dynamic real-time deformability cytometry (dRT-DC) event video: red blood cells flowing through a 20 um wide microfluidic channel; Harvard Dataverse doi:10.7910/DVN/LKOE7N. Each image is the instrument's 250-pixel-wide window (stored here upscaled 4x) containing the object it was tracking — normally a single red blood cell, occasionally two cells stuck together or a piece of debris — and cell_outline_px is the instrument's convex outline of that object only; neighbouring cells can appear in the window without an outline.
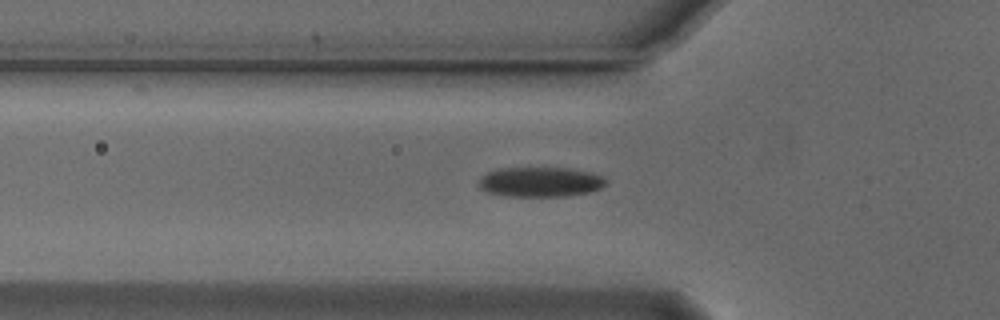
{"species": "Egyptian fruit bat (a non-hibernating species)", "species_latin": "Rousettus aegyptiacus", "temperature_condition": "cold", "stored_images_in_passage": 44, "camera_frame_rate_fps": 3000, "um_per_image_px": 0.085, "animal": {"sex": "male"}, "frame": {"image": 1, "passage_image": 12, "time_ms": 3.667, "image_size_px": [1000, 320], "cell_outline_px": [[604, 184], [600, 188], [588, 192], [568, 196], [512, 196], [488, 192], [480, 188], [480, 180], [488, 172], [500, 168], [568, 168], [588, 172], [604, 176]], "centroid_in_image_um": [45.94, 15.46], "position_along_channel_um": 79.9, "area_um2": 21.68}}
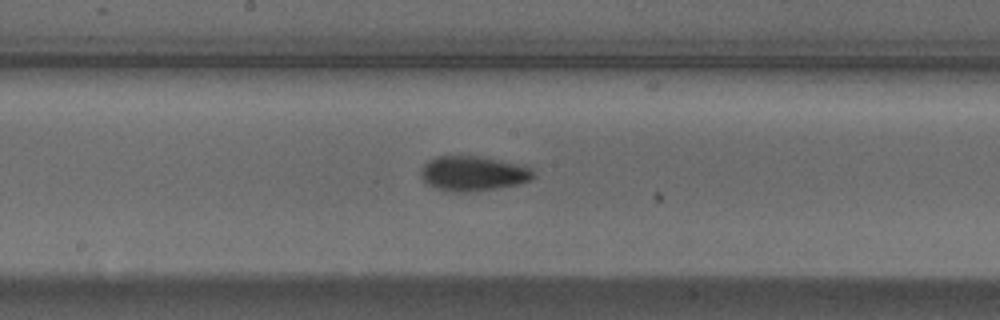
{"frame": {"image": 2, "passage_image": 22, "time_ms": 7.0, "image_size_px": [1000, 320], "cell_outline_px": [[536, 176], [532, 180], [516, 184], [496, 188], [468, 192], [444, 192], [428, 184], [424, 180], [424, 164], [428, 160], [436, 156], [476, 156], [496, 160], [532, 168]], "centroid_in_image_um": [40.22, 14.76], "position_along_channel_um": 208.0, "area_um2": 22.43}}
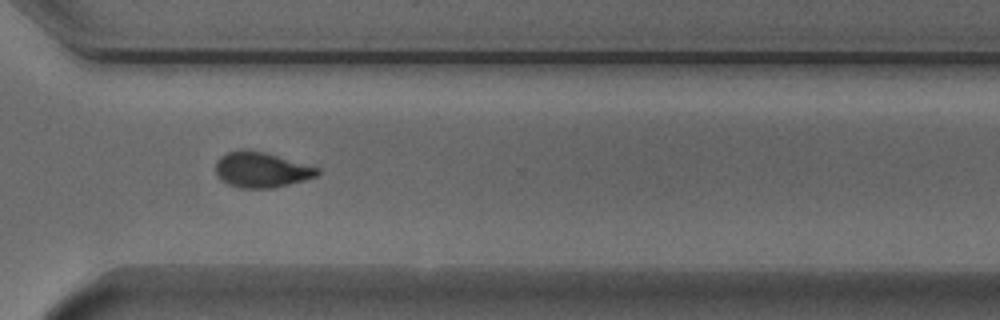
{"frame": {"image": 3, "passage_image": 33, "time_ms": 10.667, "image_size_px": [1000, 320], "cell_outline_px": [[320, 172], [316, 176], [304, 180], [272, 188], [240, 188], [228, 184], [220, 180], [216, 176], [216, 164], [220, 156], [228, 152], [264, 152], [320, 168]], "centroid_in_image_um": [22.22, 14.47], "position_along_channel_um": 348.4, "area_um2": 20.46}, "authors_computed_cell_mechanics": {"area_um2": 21.5594, "velocity_mm_per_s": 3.8363, "shape_relaxation_time_tau1_ms": 3.3409, "shape_relaxation_time_tau2_ms": 2.6051, "deformation_change_tau1": 0.1204, "deformation_change_tau2": 0.0845}}